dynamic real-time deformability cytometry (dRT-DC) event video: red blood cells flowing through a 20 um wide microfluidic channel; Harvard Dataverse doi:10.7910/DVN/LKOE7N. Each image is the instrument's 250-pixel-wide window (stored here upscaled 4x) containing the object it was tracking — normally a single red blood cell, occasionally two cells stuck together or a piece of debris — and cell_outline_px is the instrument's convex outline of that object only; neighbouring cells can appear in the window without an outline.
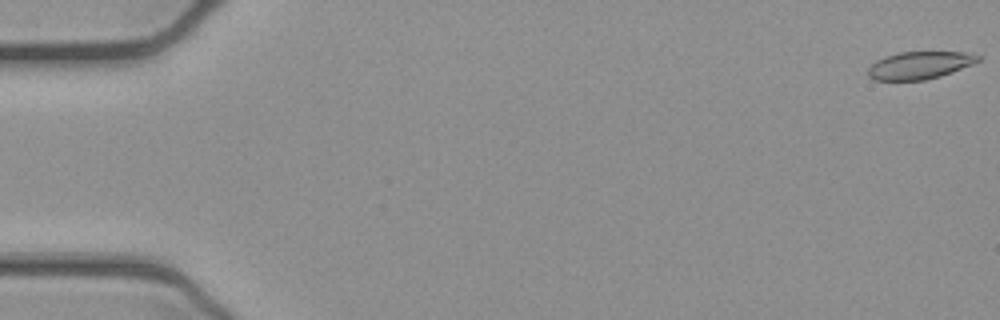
{"species": "common noctule bat (a hibernating species)", "species_latin": "Nyctalus noctula", "temperature_condition": "cold", "stored_images_in_passage": 53, "camera_frame_rate_fps": 3000, "um_per_image_px": 0.085, "animal": {"sex": "female", "body_mass_g": 21.9}, "frame": {"image": 1, "passage_image": 1, "time_ms": 0.0, "image_size_px": [1000, 320], "cell_outline_px": [[980, 60], [972, 64], [952, 72], [940, 76], [924, 80], [876, 80], [868, 76], [868, 68], [876, 60], [884, 56], [900, 52], [964, 52], [980, 56]], "centroid_in_image_um": [78.14, 5.54], "position_along_channel_um": 6.9, "area_um2": 17.51}}
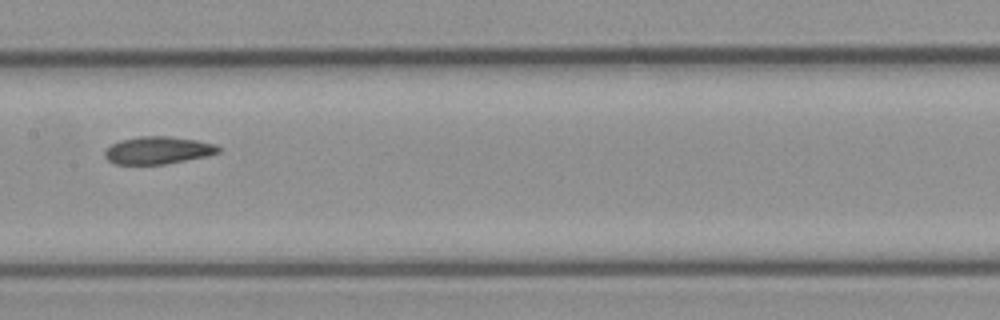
{"frame": {"image": 2, "passage_image": 27, "time_ms": 8.667, "image_size_px": [1000, 320], "cell_outline_px": [[220, 152], [208, 156], [164, 164], [116, 164], [108, 160], [104, 156], [104, 152], [112, 144], [120, 140], [140, 136], [168, 136], [196, 140], [216, 144], [220, 148]], "centroid_in_image_um": [13.44, 12.77], "position_along_channel_um": 194.0, "area_um2": 18.15}}
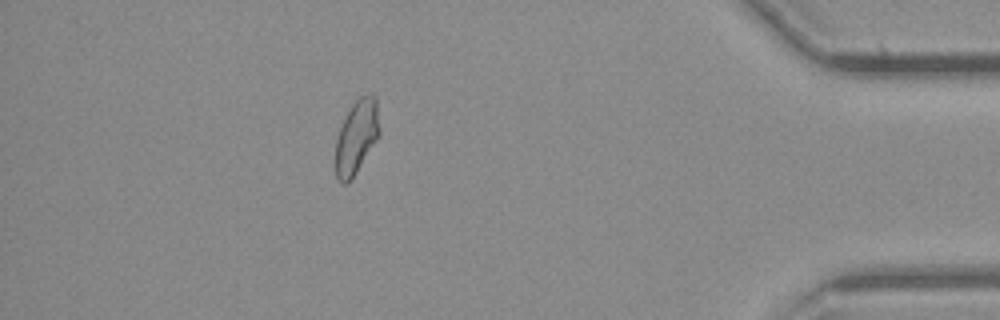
{"frame": {"image": 3, "passage_image": 47, "time_ms": 15.333, "image_size_px": [1000, 320], "cell_outline_px": [[380, 136], [352, 180], [348, 184], [340, 184], [336, 176], [336, 140], [340, 128], [352, 104], [360, 96], [368, 92], [372, 92], [376, 96], [380, 128]], "centroid_in_image_um": [30.34, 11.64], "position_along_channel_um": 404.9, "area_um2": 19.31}, "authors_computed_cell_mechanics": {"area_um2": 18.8428, "velocity_mm_per_s": 3.899, "shape_relaxation_time_tau1_ms": null, "shape_relaxation_time_tau2_ms": 5.4296, "deformation_change_tau1": null, "deformation_change_tau2": 0.1024}}